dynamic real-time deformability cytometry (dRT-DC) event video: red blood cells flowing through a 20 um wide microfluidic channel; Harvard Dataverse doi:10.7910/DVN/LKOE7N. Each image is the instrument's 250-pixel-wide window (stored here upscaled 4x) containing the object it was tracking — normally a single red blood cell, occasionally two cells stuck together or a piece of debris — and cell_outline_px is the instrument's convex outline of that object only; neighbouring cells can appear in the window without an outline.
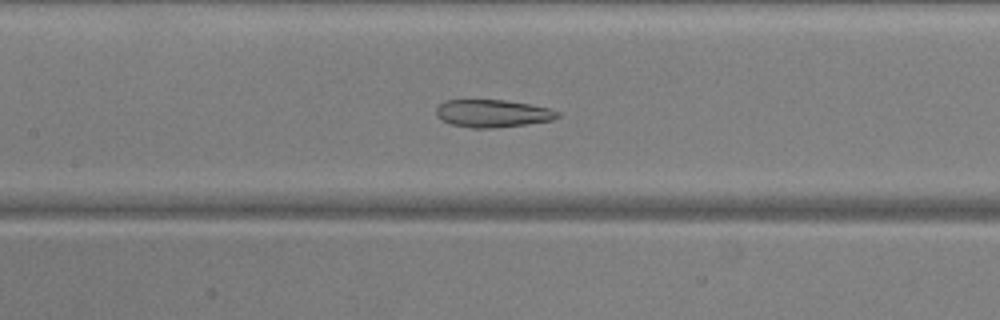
{"species": "common noctule bat (a hibernating species)", "species_latin": "Nyctalus noctula", "temperature_condition": "warm", "stored_images_in_passage": 52, "camera_frame_rate_fps": 3000, "um_per_image_px": 0.085, "animal": {"sex": "male", "body_mass_g": 20.5, "forearm_length_mm": 52.5}, "frame": {"image": 1, "passage_image": 23, "time_ms": 7.333, "image_size_px": [1000, 320], "cell_outline_px": [[560, 116], [552, 120], [496, 128], [472, 128], [452, 124], [440, 120], [436, 116], [436, 108], [444, 100], [504, 100], [528, 104], [548, 108], [560, 112]], "centroid_in_image_um": [41.84, 9.64], "position_along_channel_um": 165.6, "area_um2": 19.48}}
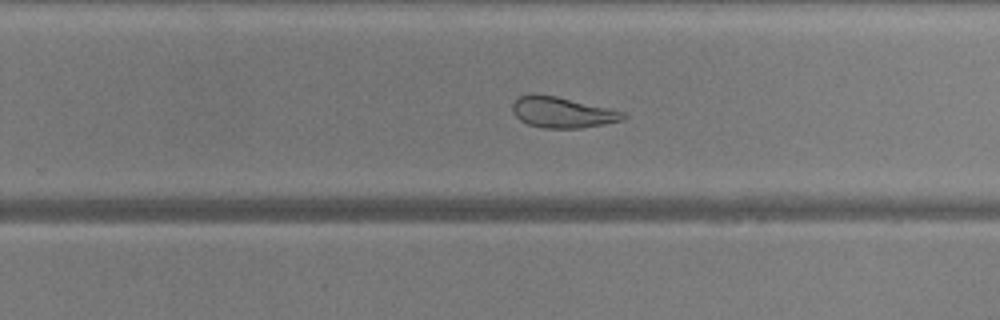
{"frame": {"image": 2, "passage_image": 32, "time_ms": 10.333, "image_size_px": [1000, 320], "cell_outline_px": [[628, 116], [620, 120], [604, 124], [580, 128], [544, 128], [528, 124], [520, 120], [512, 112], [512, 104], [520, 96], [556, 96], [608, 108], [624, 112]], "centroid_in_image_um": [47.81, 9.58], "position_along_channel_um": 282.0, "area_um2": 19.31}}
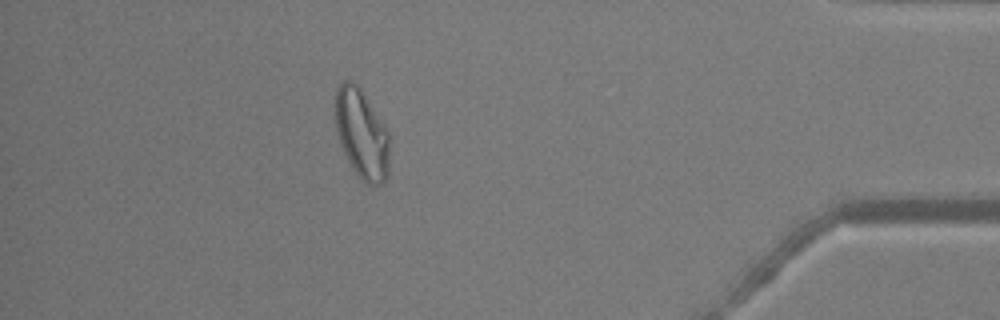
{"frame": {"image": 3, "passage_image": 45, "time_ms": 14.667, "image_size_px": [1000, 320], "cell_outline_px": [[388, 176], [384, 184], [368, 184], [352, 168], [340, 144], [336, 128], [336, 88], [344, 80], [352, 80], [360, 88], [384, 124], [388, 132]], "centroid_in_image_um": [30.74, 11.37], "position_along_channel_um": 404.5, "area_um2": 27.86}, "authors_computed_cell_mechanics": {"area_um2": 27.166, "velocity_mm_per_s": 3.9065, "shape_relaxation_time_tau1_ms": null, "shape_relaxation_time_tau2_ms": 2.1909, "deformation_change_tau1": null, "deformation_change_tau2": 0.1069}}